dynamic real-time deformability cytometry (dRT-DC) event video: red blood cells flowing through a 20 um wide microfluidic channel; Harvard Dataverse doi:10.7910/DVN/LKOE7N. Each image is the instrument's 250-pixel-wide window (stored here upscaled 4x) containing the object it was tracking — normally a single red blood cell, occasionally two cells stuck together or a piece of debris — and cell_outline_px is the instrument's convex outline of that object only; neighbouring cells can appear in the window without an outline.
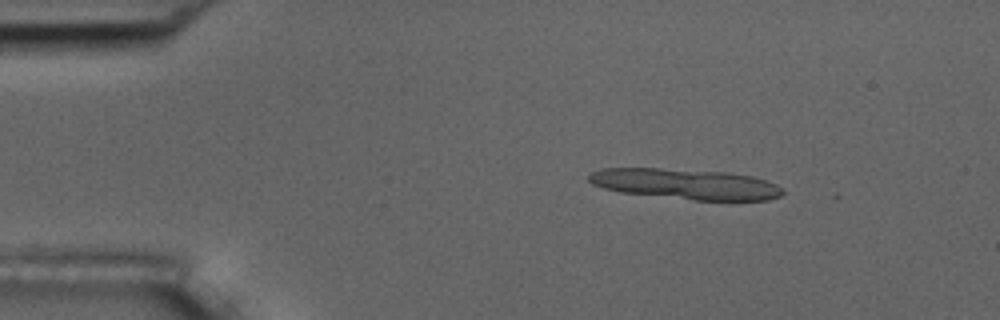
{"species": "common noctule bat (a hibernating species)", "species_latin": "Nyctalus noctula", "temperature_condition": "room temperature", "stored_images_in_passage": 5, "segment_of_instrument_passage": [1, 2], "camera_frame_rate_fps": 3000, "um_per_image_px": 0.085, "animal": {"sex": "male", "body_mass_g": 17.5, "forearm_length_mm": 52.3}, "frame": {"image": 1, "passage_image": 2, "time_ms": 1.333, "image_size_px": [1000, 320], "cell_outline_px": [[784, 192], [780, 196], [768, 200], [692, 200], [620, 192], [604, 188], [592, 184], [588, 180], [588, 176], [592, 172], [600, 168], [660, 168], [728, 172], [752, 176], [776, 184]], "centroid_in_image_um": [58.25, 15.64], "position_along_channel_um": 26.8, "area_um2": 34.45}}